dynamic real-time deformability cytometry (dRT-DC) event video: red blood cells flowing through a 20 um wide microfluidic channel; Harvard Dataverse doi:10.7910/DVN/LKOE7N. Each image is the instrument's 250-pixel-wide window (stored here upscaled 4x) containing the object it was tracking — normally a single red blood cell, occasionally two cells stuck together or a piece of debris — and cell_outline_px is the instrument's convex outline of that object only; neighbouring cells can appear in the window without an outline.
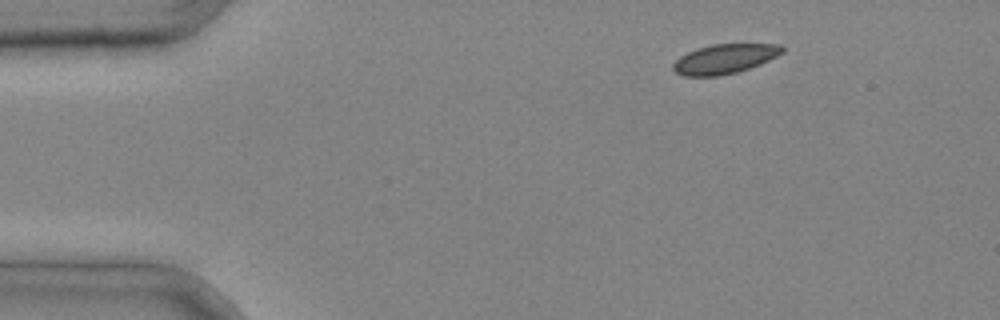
{"species": "common noctule bat (a hibernating species)", "species_latin": "Nyctalus noctula", "temperature_condition": "cold", "stored_images_in_passage": 4, "segment_of_instrument_passage": [1, 2], "camera_frame_rate_fps": 3000, "um_per_image_px": 0.085, "animal": {"sex": "male", "body_mass_g": 20.4}, "frame": {"image": 1, "passage_image": 1, "time_ms": 0.0, "image_size_px": [1000, 320], "cell_outline_px": [[784, 52], [760, 64], [740, 72], [720, 76], [684, 76], [676, 72], [672, 68], [672, 64], [680, 56], [696, 48], [712, 44], [780, 44], [784, 48]], "centroid_in_image_um": [61.58, 5.01], "position_along_channel_um": 23.4, "area_um2": 18.9}}
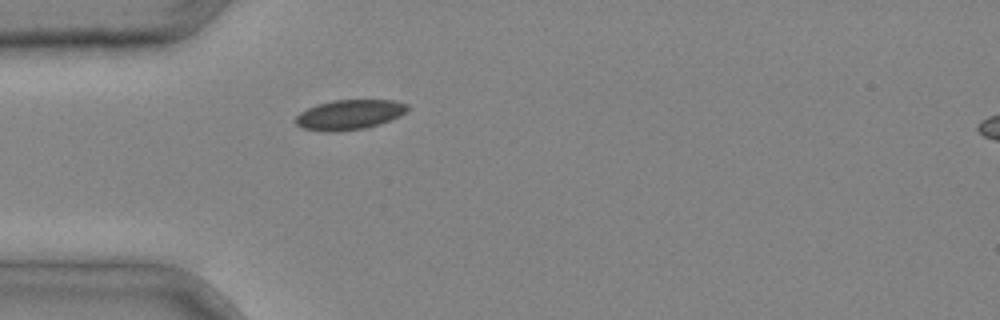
{"frame": {"image": 2, "passage_image": 3, "time_ms": 0.667, "image_size_px": [1000, 320], "cell_outline_px": [[408, 112], [400, 116], [380, 124], [368, 128], [340, 132], [328, 132], [304, 128], [296, 124], [296, 116], [300, 112], [316, 104], [332, 100], [392, 100], [408, 104]], "centroid_in_image_um": [29.72, 9.75], "position_along_channel_um": 55.3, "area_um2": 19.71}}